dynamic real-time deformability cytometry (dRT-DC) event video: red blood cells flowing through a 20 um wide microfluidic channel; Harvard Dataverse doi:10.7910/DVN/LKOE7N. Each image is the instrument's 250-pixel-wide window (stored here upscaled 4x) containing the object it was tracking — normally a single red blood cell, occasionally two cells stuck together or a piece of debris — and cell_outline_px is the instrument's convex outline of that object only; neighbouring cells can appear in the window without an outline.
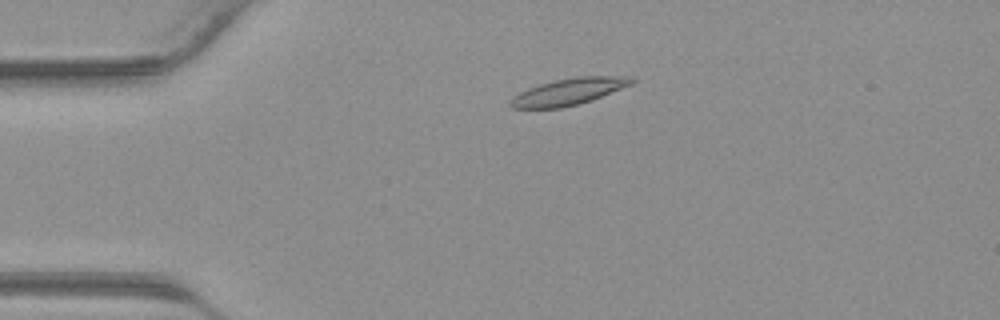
{"species": "common noctule bat (a hibernating species)", "species_latin": "Nyctalus noctula", "temperature_condition": "warm", "stored_images_in_passage": 39, "camera_frame_rate_fps": 3000, "um_per_image_px": 0.085, "animal": {"sex": "male", "body_mass_g": 23.1, "forearm_length_mm": 52.7}, "frame": {"image": 1, "passage_image": 7, "time_ms": 2.0, "image_size_px": [1000, 320], "cell_outline_px": [[636, 80], [632, 84], [592, 100], [560, 108], [512, 108], [508, 104], [520, 92], [528, 88], [552, 80], [576, 76], [632, 76]], "centroid_in_image_um": [48.38, 7.77], "position_along_channel_um": 36.6, "area_um2": 18.73}}
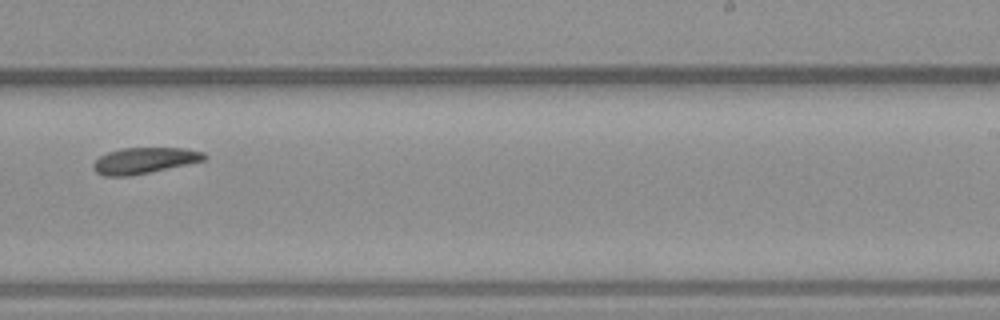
{"frame": {"image": 2, "passage_image": 24, "time_ms": 7.667, "image_size_px": [1000, 320], "cell_outline_px": [[208, 156], [204, 160], [148, 172], [128, 176], [104, 176], [96, 172], [92, 168], [92, 164], [100, 156], [108, 152], [124, 148], [184, 148], [204, 152]], "centroid_in_image_um": [12.24, 13.64], "position_along_channel_um": 276.8, "area_um2": 16.59}}
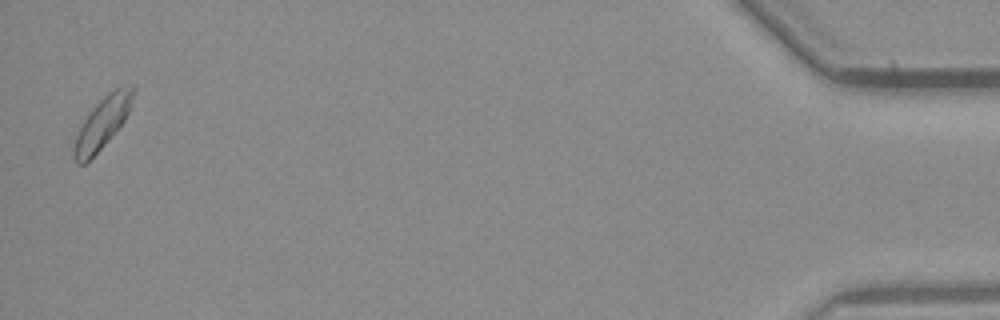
{"frame": {"image": 3, "passage_image": 39, "time_ms": 12.667, "image_size_px": [1000, 320], "cell_outline_px": [[136, 88], [128, 112], [124, 120], [104, 144], [84, 164], [76, 164], [72, 156], [72, 148], [76, 136], [84, 120], [92, 108], [108, 92], [120, 84], [136, 84]], "centroid_in_image_um": [8.71, 10.38], "position_along_channel_um": 426.5, "area_um2": 17.57}}